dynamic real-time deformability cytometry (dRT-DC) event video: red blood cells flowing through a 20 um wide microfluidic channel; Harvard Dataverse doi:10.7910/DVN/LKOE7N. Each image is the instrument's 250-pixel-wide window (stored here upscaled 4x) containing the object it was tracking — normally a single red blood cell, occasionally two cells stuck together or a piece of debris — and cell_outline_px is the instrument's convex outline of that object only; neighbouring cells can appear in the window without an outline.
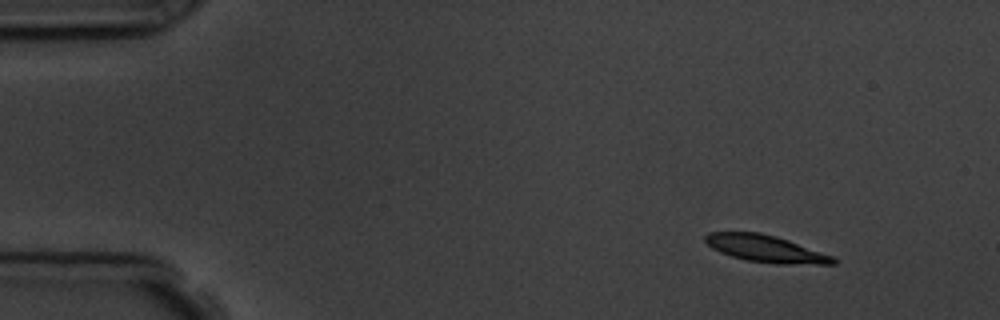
{"species": "common noctule bat (a hibernating species)", "species_latin": "Nyctalus noctula", "temperature_condition": "room temperature", "stored_images_in_passage": 4, "camera_frame_rate_fps": 3000, "um_per_image_px": 0.085, "animal": {"sex": "male", "body_mass_g": 19.5, "forearm_length_mm": 54.6}, "frame": {"image": 1, "passage_image": 1, "time_ms": 0.0, "image_size_px": [1000, 320], "cell_outline_px": [[836, 264], [776, 264], [748, 260], [732, 256], [720, 252], [712, 248], [704, 240], [704, 236], [708, 232], [760, 232], [776, 236], [788, 240], [832, 256], [836, 260]], "centroid_in_image_um": [65.06, 21.13], "position_along_channel_um": 19.9, "area_um2": 19.94}}
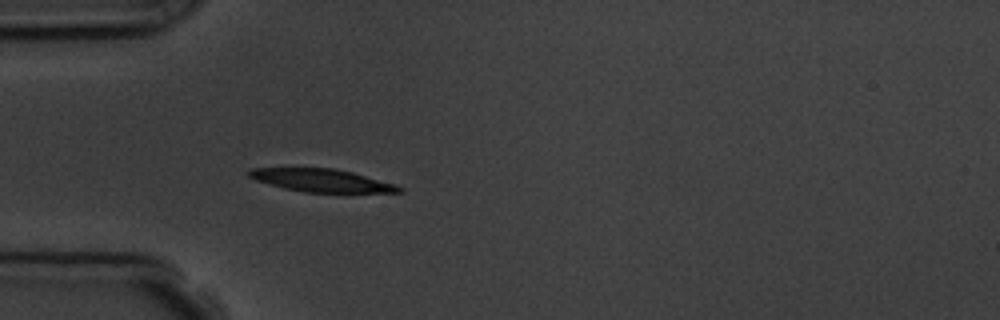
{"frame": {"image": 2, "passage_image": 4, "time_ms": 3.333, "image_size_px": [1000, 320], "cell_outline_px": [[404, 192], [304, 192], [284, 188], [268, 184], [256, 180], [248, 176], [248, 168], [332, 168], [352, 172], [396, 184], [404, 188]], "centroid_in_image_um": [27.33, 15.33], "position_along_channel_um": 57.7, "area_um2": 19.88}}